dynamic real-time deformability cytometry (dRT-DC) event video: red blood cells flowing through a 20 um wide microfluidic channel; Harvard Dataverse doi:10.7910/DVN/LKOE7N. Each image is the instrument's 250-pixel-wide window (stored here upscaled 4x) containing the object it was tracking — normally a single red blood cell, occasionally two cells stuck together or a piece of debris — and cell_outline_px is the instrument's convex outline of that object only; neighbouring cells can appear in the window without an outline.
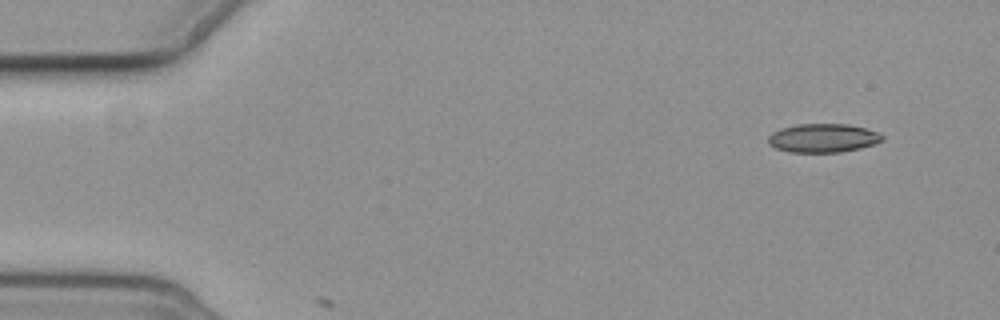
{"species": "common noctule bat (a hibernating species)", "species_latin": "Nyctalus noctula", "temperature_condition": "cold", "stored_images_in_passage": 5, "camera_frame_rate_fps": 3000, "um_per_image_px": 0.085, "animal": {"sex": "female", "body_mass_g": 19.3, "forearm_length_mm": 54.1}, "frame": {"image": 1, "passage_image": 1, "time_ms": 0.0, "image_size_px": [1000, 320], "cell_outline_px": [[884, 140], [860, 148], [840, 152], [788, 152], [776, 148], [768, 144], [768, 136], [772, 132], [780, 128], [796, 124], [848, 124], [880, 132], [884, 136]], "centroid_in_image_um": [69.94, 11.73], "position_along_channel_um": 15.1, "area_um2": 19.19}}
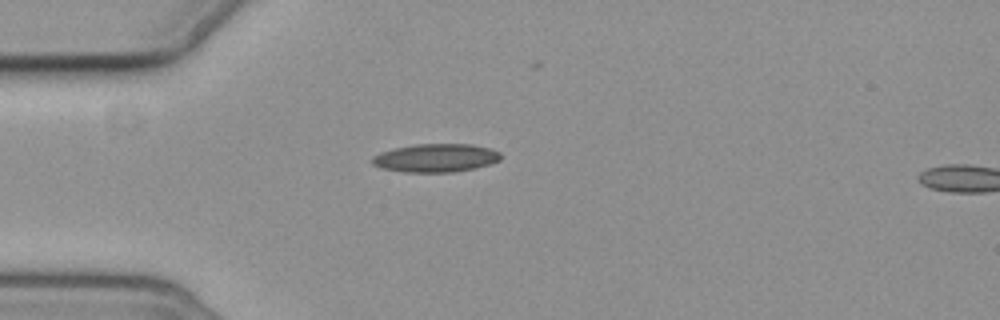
{"frame": {"image": 2, "passage_image": 4, "time_ms": 3.667, "image_size_px": [1000, 320], "cell_outline_px": [[500, 160], [492, 164], [476, 168], [452, 172], [404, 172], [380, 168], [372, 164], [372, 156], [380, 152], [396, 148], [416, 144], [472, 144], [488, 148], [500, 152]], "centroid_in_image_um": [37.04, 13.43], "position_along_channel_um": 48.0, "area_um2": 21.27}}